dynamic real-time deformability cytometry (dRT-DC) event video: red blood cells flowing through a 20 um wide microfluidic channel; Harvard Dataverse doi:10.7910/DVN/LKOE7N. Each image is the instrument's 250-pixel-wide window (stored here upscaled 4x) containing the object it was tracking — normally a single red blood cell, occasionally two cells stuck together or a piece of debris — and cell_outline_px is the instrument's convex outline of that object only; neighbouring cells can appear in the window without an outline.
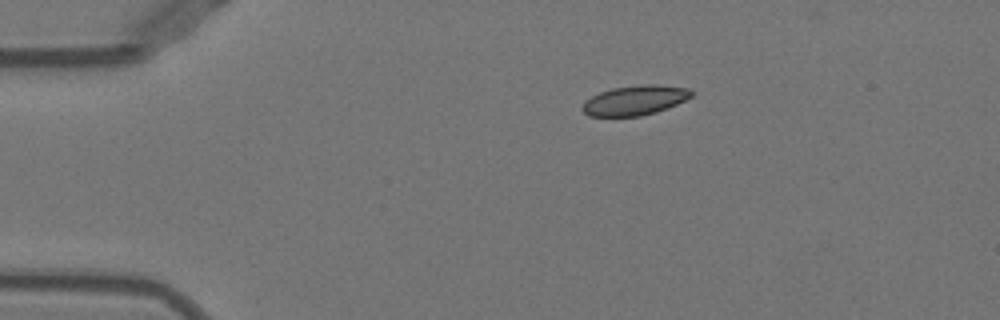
{"species": "Egyptian fruit bat (a non-hibernating species)", "species_latin": "Rousettus aegyptiacus", "temperature_condition": "warm", "stored_images_in_passage": 36, "camera_frame_rate_fps": 3000, "um_per_image_px": 0.085, "animal": {"sex": "female"}, "frame": {"image": 1, "passage_image": 1, "time_ms": 0.0, "image_size_px": [1000, 320], "cell_outline_px": [[696, 92], [692, 96], [676, 104], [656, 112], [640, 116], [588, 116], [580, 108], [592, 96], [600, 92], [612, 88], [640, 84], [656, 84], [688, 88]], "centroid_in_image_um": [53.99, 8.51], "position_along_channel_um": 31.0, "area_um2": 18.84}}
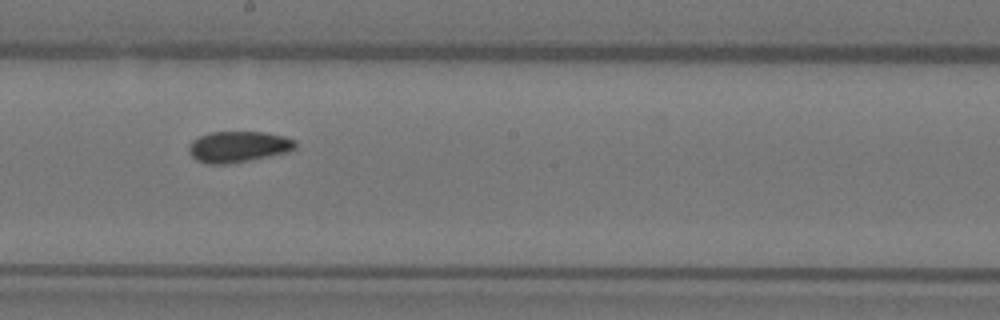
{"frame": {"image": 2, "passage_image": 20, "time_ms": 6.333, "image_size_px": [1000, 320], "cell_outline_px": [[296, 148], [288, 152], [248, 160], [224, 164], [208, 164], [196, 160], [188, 152], [188, 148], [192, 140], [200, 136], [212, 132], [264, 132], [284, 136], [296, 140]], "centroid_in_image_um": [20.25, 12.47], "position_along_channel_um": 227.9, "area_um2": 19.19}}
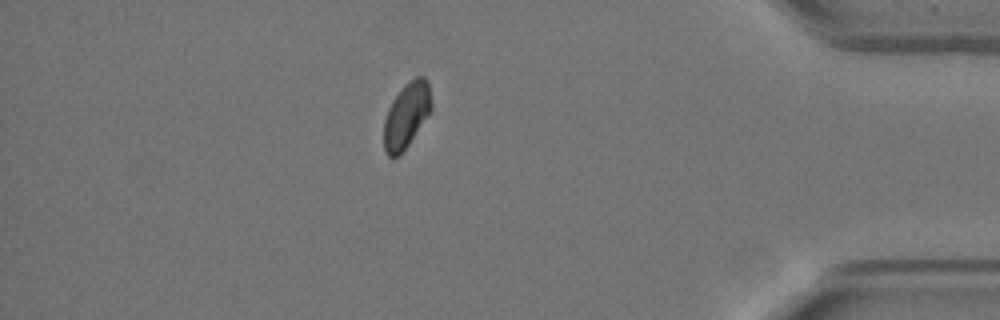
{"frame": {"image": 3, "passage_image": 36, "time_ms": 11.667, "image_size_px": [1000, 320], "cell_outline_px": [[432, 108], [400, 156], [388, 156], [384, 152], [384, 120], [388, 108], [392, 100], [416, 76], [424, 76], [428, 80], [432, 104]], "centroid_in_image_um": [34.54, 9.82], "position_along_channel_um": 400.7, "area_um2": 17.63}, "authors_computed_cell_mechanics": {"area_um2": 19.2474, "velocity_mm_per_s": 3.9438, "shape_relaxation_time_tau1_ms": 8.962, "shape_relaxation_time_tau2_ms": 0.9701, "deformation_change_tau1": 0.1391, "deformation_change_tau2": 0.0256}}